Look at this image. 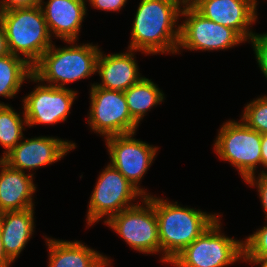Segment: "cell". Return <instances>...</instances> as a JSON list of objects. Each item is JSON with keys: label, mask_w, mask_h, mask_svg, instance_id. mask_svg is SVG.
<instances>
[{"label": "cell", "mask_w": 267, "mask_h": 267, "mask_svg": "<svg viewBox=\"0 0 267 267\" xmlns=\"http://www.w3.org/2000/svg\"><path fill=\"white\" fill-rule=\"evenodd\" d=\"M181 7L178 0H141L128 49L147 55L178 53L180 24L176 22L181 16Z\"/></svg>", "instance_id": "cell-1"}, {"label": "cell", "mask_w": 267, "mask_h": 267, "mask_svg": "<svg viewBox=\"0 0 267 267\" xmlns=\"http://www.w3.org/2000/svg\"><path fill=\"white\" fill-rule=\"evenodd\" d=\"M162 263H170L219 217L154 197Z\"/></svg>", "instance_id": "cell-2"}, {"label": "cell", "mask_w": 267, "mask_h": 267, "mask_svg": "<svg viewBox=\"0 0 267 267\" xmlns=\"http://www.w3.org/2000/svg\"><path fill=\"white\" fill-rule=\"evenodd\" d=\"M56 48L55 45L45 51L40 60L32 67L33 74L27 79L33 82H47L59 88H66V83L90 77L96 72L100 49L97 45L75 44ZM38 81V82H37Z\"/></svg>", "instance_id": "cell-3"}, {"label": "cell", "mask_w": 267, "mask_h": 267, "mask_svg": "<svg viewBox=\"0 0 267 267\" xmlns=\"http://www.w3.org/2000/svg\"><path fill=\"white\" fill-rule=\"evenodd\" d=\"M9 53L34 66L52 46V38L39 5L1 11ZM21 53V54H20ZM20 54V55H19Z\"/></svg>", "instance_id": "cell-4"}, {"label": "cell", "mask_w": 267, "mask_h": 267, "mask_svg": "<svg viewBox=\"0 0 267 267\" xmlns=\"http://www.w3.org/2000/svg\"><path fill=\"white\" fill-rule=\"evenodd\" d=\"M219 217L169 263L174 267H226L244 260V241L221 233Z\"/></svg>", "instance_id": "cell-5"}, {"label": "cell", "mask_w": 267, "mask_h": 267, "mask_svg": "<svg viewBox=\"0 0 267 267\" xmlns=\"http://www.w3.org/2000/svg\"><path fill=\"white\" fill-rule=\"evenodd\" d=\"M219 130L214 143L217 156L230 162L246 182L261 165L262 134L236 120L223 123Z\"/></svg>", "instance_id": "cell-6"}, {"label": "cell", "mask_w": 267, "mask_h": 267, "mask_svg": "<svg viewBox=\"0 0 267 267\" xmlns=\"http://www.w3.org/2000/svg\"><path fill=\"white\" fill-rule=\"evenodd\" d=\"M142 202L143 206L136 203L112 216L105 224L119 234L132 249L144 254H155L161 252V246L154 196L150 194Z\"/></svg>", "instance_id": "cell-7"}, {"label": "cell", "mask_w": 267, "mask_h": 267, "mask_svg": "<svg viewBox=\"0 0 267 267\" xmlns=\"http://www.w3.org/2000/svg\"><path fill=\"white\" fill-rule=\"evenodd\" d=\"M87 211V226L102 218L107 222L122 210L133 207L137 197H145L117 169L108 164L99 175ZM105 216V217H103Z\"/></svg>", "instance_id": "cell-8"}, {"label": "cell", "mask_w": 267, "mask_h": 267, "mask_svg": "<svg viewBox=\"0 0 267 267\" xmlns=\"http://www.w3.org/2000/svg\"><path fill=\"white\" fill-rule=\"evenodd\" d=\"M180 24L178 52L184 50L213 51L225 50L245 42L233 29L205 18L192 5H183Z\"/></svg>", "instance_id": "cell-9"}, {"label": "cell", "mask_w": 267, "mask_h": 267, "mask_svg": "<svg viewBox=\"0 0 267 267\" xmlns=\"http://www.w3.org/2000/svg\"><path fill=\"white\" fill-rule=\"evenodd\" d=\"M90 112L87 123L92 131L106 137L135 133L124 92L107 90L94 84L90 88Z\"/></svg>", "instance_id": "cell-10"}, {"label": "cell", "mask_w": 267, "mask_h": 267, "mask_svg": "<svg viewBox=\"0 0 267 267\" xmlns=\"http://www.w3.org/2000/svg\"><path fill=\"white\" fill-rule=\"evenodd\" d=\"M134 135L130 133L105 138L111 160L109 164L147 197L149 193L139 184L156 157L158 147L133 138Z\"/></svg>", "instance_id": "cell-11"}, {"label": "cell", "mask_w": 267, "mask_h": 267, "mask_svg": "<svg viewBox=\"0 0 267 267\" xmlns=\"http://www.w3.org/2000/svg\"><path fill=\"white\" fill-rule=\"evenodd\" d=\"M77 92L70 88L51 85H38L25 96L23 109L27 126L38 124H56L63 122L70 114Z\"/></svg>", "instance_id": "cell-12"}, {"label": "cell", "mask_w": 267, "mask_h": 267, "mask_svg": "<svg viewBox=\"0 0 267 267\" xmlns=\"http://www.w3.org/2000/svg\"><path fill=\"white\" fill-rule=\"evenodd\" d=\"M75 143L59 138L39 136L21 140L2 160L14 169L25 172L52 164L62 159Z\"/></svg>", "instance_id": "cell-13"}, {"label": "cell", "mask_w": 267, "mask_h": 267, "mask_svg": "<svg viewBox=\"0 0 267 267\" xmlns=\"http://www.w3.org/2000/svg\"><path fill=\"white\" fill-rule=\"evenodd\" d=\"M257 0H197L192 6L205 18L235 30L245 41L257 19ZM250 30V31H249Z\"/></svg>", "instance_id": "cell-14"}, {"label": "cell", "mask_w": 267, "mask_h": 267, "mask_svg": "<svg viewBox=\"0 0 267 267\" xmlns=\"http://www.w3.org/2000/svg\"><path fill=\"white\" fill-rule=\"evenodd\" d=\"M86 0H40L39 6L45 17L51 36L65 42L78 40L81 24L86 16ZM45 4V6L43 5Z\"/></svg>", "instance_id": "cell-15"}, {"label": "cell", "mask_w": 267, "mask_h": 267, "mask_svg": "<svg viewBox=\"0 0 267 267\" xmlns=\"http://www.w3.org/2000/svg\"><path fill=\"white\" fill-rule=\"evenodd\" d=\"M133 51L129 49L125 53L105 56L100 51L97 59L96 73L98 72L101 83H94V85L107 90L124 92L138 83L143 76L141 77L138 72L139 69L135 62Z\"/></svg>", "instance_id": "cell-16"}, {"label": "cell", "mask_w": 267, "mask_h": 267, "mask_svg": "<svg viewBox=\"0 0 267 267\" xmlns=\"http://www.w3.org/2000/svg\"><path fill=\"white\" fill-rule=\"evenodd\" d=\"M0 213L35 208L33 174L14 169L0 158Z\"/></svg>", "instance_id": "cell-17"}, {"label": "cell", "mask_w": 267, "mask_h": 267, "mask_svg": "<svg viewBox=\"0 0 267 267\" xmlns=\"http://www.w3.org/2000/svg\"><path fill=\"white\" fill-rule=\"evenodd\" d=\"M48 246V267H109L110 258L88 248L80 241H65L45 237Z\"/></svg>", "instance_id": "cell-18"}, {"label": "cell", "mask_w": 267, "mask_h": 267, "mask_svg": "<svg viewBox=\"0 0 267 267\" xmlns=\"http://www.w3.org/2000/svg\"><path fill=\"white\" fill-rule=\"evenodd\" d=\"M1 240L7 256L15 262L34 232V208L0 213Z\"/></svg>", "instance_id": "cell-19"}, {"label": "cell", "mask_w": 267, "mask_h": 267, "mask_svg": "<svg viewBox=\"0 0 267 267\" xmlns=\"http://www.w3.org/2000/svg\"><path fill=\"white\" fill-rule=\"evenodd\" d=\"M124 96L132 119L139 125L140 121L153 106L164 100V93L146 77L124 91Z\"/></svg>", "instance_id": "cell-20"}, {"label": "cell", "mask_w": 267, "mask_h": 267, "mask_svg": "<svg viewBox=\"0 0 267 267\" xmlns=\"http://www.w3.org/2000/svg\"><path fill=\"white\" fill-rule=\"evenodd\" d=\"M33 74L24 58L12 53L0 57V96L13 98L26 79Z\"/></svg>", "instance_id": "cell-21"}, {"label": "cell", "mask_w": 267, "mask_h": 267, "mask_svg": "<svg viewBox=\"0 0 267 267\" xmlns=\"http://www.w3.org/2000/svg\"><path fill=\"white\" fill-rule=\"evenodd\" d=\"M27 126L25 113L23 112V119L20 114L13 110V107L4 102L0 103V144L5 151L1 159L9 153L22 139L23 128Z\"/></svg>", "instance_id": "cell-22"}, {"label": "cell", "mask_w": 267, "mask_h": 267, "mask_svg": "<svg viewBox=\"0 0 267 267\" xmlns=\"http://www.w3.org/2000/svg\"><path fill=\"white\" fill-rule=\"evenodd\" d=\"M243 111L240 121L260 134L267 133V96L253 99Z\"/></svg>", "instance_id": "cell-23"}, {"label": "cell", "mask_w": 267, "mask_h": 267, "mask_svg": "<svg viewBox=\"0 0 267 267\" xmlns=\"http://www.w3.org/2000/svg\"><path fill=\"white\" fill-rule=\"evenodd\" d=\"M244 261L251 264L267 261V225L245 238Z\"/></svg>", "instance_id": "cell-24"}, {"label": "cell", "mask_w": 267, "mask_h": 267, "mask_svg": "<svg viewBox=\"0 0 267 267\" xmlns=\"http://www.w3.org/2000/svg\"><path fill=\"white\" fill-rule=\"evenodd\" d=\"M249 41L252 43L258 67L267 79V33H254Z\"/></svg>", "instance_id": "cell-25"}, {"label": "cell", "mask_w": 267, "mask_h": 267, "mask_svg": "<svg viewBox=\"0 0 267 267\" xmlns=\"http://www.w3.org/2000/svg\"><path fill=\"white\" fill-rule=\"evenodd\" d=\"M245 183L250 184V186H256L258 194L262 203V207L265 212V218L267 219V171H261L256 178V175L249 178Z\"/></svg>", "instance_id": "cell-26"}, {"label": "cell", "mask_w": 267, "mask_h": 267, "mask_svg": "<svg viewBox=\"0 0 267 267\" xmlns=\"http://www.w3.org/2000/svg\"><path fill=\"white\" fill-rule=\"evenodd\" d=\"M92 7L101 9L102 11H120L125 5L127 0H87Z\"/></svg>", "instance_id": "cell-27"}, {"label": "cell", "mask_w": 267, "mask_h": 267, "mask_svg": "<svg viewBox=\"0 0 267 267\" xmlns=\"http://www.w3.org/2000/svg\"><path fill=\"white\" fill-rule=\"evenodd\" d=\"M40 0H0V12L39 5Z\"/></svg>", "instance_id": "cell-28"}, {"label": "cell", "mask_w": 267, "mask_h": 267, "mask_svg": "<svg viewBox=\"0 0 267 267\" xmlns=\"http://www.w3.org/2000/svg\"><path fill=\"white\" fill-rule=\"evenodd\" d=\"M9 53L7 40L5 36V31L2 25L1 15H0V57L7 55Z\"/></svg>", "instance_id": "cell-29"}, {"label": "cell", "mask_w": 267, "mask_h": 267, "mask_svg": "<svg viewBox=\"0 0 267 267\" xmlns=\"http://www.w3.org/2000/svg\"><path fill=\"white\" fill-rule=\"evenodd\" d=\"M261 164L267 168V133L262 134L261 140Z\"/></svg>", "instance_id": "cell-30"}, {"label": "cell", "mask_w": 267, "mask_h": 267, "mask_svg": "<svg viewBox=\"0 0 267 267\" xmlns=\"http://www.w3.org/2000/svg\"><path fill=\"white\" fill-rule=\"evenodd\" d=\"M13 261L7 256L4 251L2 240H1V227H0V267H10Z\"/></svg>", "instance_id": "cell-31"}, {"label": "cell", "mask_w": 267, "mask_h": 267, "mask_svg": "<svg viewBox=\"0 0 267 267\" xmlns=\"http://www.w3.org/2000/svg\"><path fill=\"white\" fill-rule=\"evenodd\" d=\"M182 5H193L197 0H178Z\"/></svg>", "instance_id": "cell-32"}, {"label": "cell", "mask_w": 267, "mask_h": 267, "mask_svg": "<svg viewBox=\"0 0 267 267\" xmlns=\"http://www.w3.org/2000/svg\"><path fill=\"white\" fill-rule=\"evenodd\" d=\"M259 264H261L260 267H267V261H263V262H261V263H259Z\"/></svg>", "instance_id": "cell-33"}]
</instances>
